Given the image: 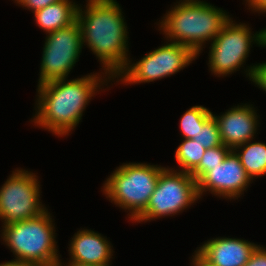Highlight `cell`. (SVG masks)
<instances>
[{
	"instance_id": "6da1fadb",
	"label": "cell",
	"mask_w": 266,
	"mask_h": 266,
	"mask_svg": "<svg viewBox=\"0 0 266 266\" xmlns=\"http://www.w3.org/2000/svg\"><path fill=\"white\" fill-rule=\"evenodd\" d=\"M111 80L102 71L69 81L64 78L38 85L36 111L31 122L39 128L48 129L56 136L69 135L81 122L83 112L92 97Z\"/></svg>"
},
{
	"instance_id": "7a4b0ae2",
	"label": "cell",
	"mask_w": 266,
	"mask_h": 266,
	"mask_svg": "<svg viewBox=\"0 0 266 266\" xmlns=\"http://www.w3.org/2000/svg\"><path fill=\"white\" fill-rule=\"evenodd\" d=\"M86 1L85 9L78 4L76 16L82 42L96 55L101 69L113 82L130 58L127 23L116 0Z\"/></svg>"
},
{
	"instance_id": "3957f363",
	"label": "cell",
	"mask_w": 266,
	"mask_h": 266,
	"mask_svg": "<svg viewBox=\"0 0 266 266\" xmlns=\"http://www.w3.org/2000/svg\"><path fill=\"white\" fill-rule=\"evenodd\" d=\"M176 3L159 20L158 30L168 42L187 46L200 56L206 41L212 42L231 17L226 10L203 0Z\"/></svg>"
},
{
	"instance_id": "277c9868",
	"label": "cell",
	"mask_w": 266,
	"mask_h": 266,
	"mask_svg": "<svg viewBox=\"0 0 266 266\" xmlns=\"http://www.w3.org/2000/svg\"><path fill=\"white\" fill-rule=\"evenodd\" d=\"M48 209L24 221L1 226L0 237L18 261L37 266H59L56 230Z\"/></svg>"
},
{
	"instance_id": "5b68a950",
	"label": "cell",
	"mask_w": 266,
	"mask_h": 266,
	"mask_svg": "<svg viewBox=\"0 0 266 266\" xmlns=\"http://www.w3.org/2000/svg\"><path fill=\"white\" fill-rule=\"evenodd\" d=\"M164 168L147 163H123L104 181L101 191L111 203L129 211L128 218L133 222L147 207Z\"/></svg>"
},
{
	"instance_id": "8992f818",
	"label": "cell",
	"mask_w": 266,
	"mask_h": 266,
	"mask_svg": "<svg viewBox=\"0 0 266 266\" xmlns=\"http://www.w3.org/2000/svg\"><path fill=\"white\" fill-rule=\"evenodd\" d=\"M197 181L190 173L165 167L145 210L134 223L148 222L182 213L198 201Z\"/></svg>"
},
{
	"instance_id": "52a82bcc",
	"label": "cell",
	"mask_w": 266,
	"mask_h": 266,
	"mask_svg": "<svg viewBox=\"0 0 266 266\" xmlns=\"http://www.w3.org/2000/svg\"><path fill=\"white\" fill-rule=\"evenodd\" d=\"M263 47V29L251 32L249 24L230 20L211 42L208 68L217 77L231 75L246 63L252 44Z\"/></svg>"
},
{
	"instance_id": "ba28073f",
	"label": "cell",
	"mask_w": 266,
	"mask_h": 266,
	"mask_svg": "<svg viewBox=\"0 0 266 266\" xmlns=\"http://www.w3.org/2000/svg\"><path fill=\"white\" fill-rule=\"evenodd\" d=\"M198 56L187 46L168 43L150 51L136 63L128 60L115 77L122 84H141L170 77L189 66ZM120 78V79H119Z\"/></svg>"
},
{
	"instance_id": "9c48e42d",
	"label": "cell",
	"mask_w": 266,
	"mask_h": 266,
	"mask_svg": "<svg viewBox=\"0 0 266 266\" xmlns=\"http://www.w3.org/2000/svg\"><path fill=\"white\" fill-rule=\"evenodd\" d=\"M33 172L15 169L0 188V220L2 226L28 220L47 208L41 202V187Z\"/></svg>"
},
{
	"instance_id": "30bf717a",
	"label": "cell",
	"mask_w": 266,
	"mask_h": 266,
	"mask_svg": "<svg viewBox=\"0 0 266 266\" xmlns=\"http://www.w3.org/2000/svg\"><path fill=\"white\" fill-rule=\"evenodd\" d=\"M47 34L40 63L38 85L57 79H67L79 60L83 48L81 29L77 20Z\"/></svg>"
},
{
	"instance_id": "8fae6325",
	"label": "cell",
	"mask_w": 266,
	"mask_h": 266,
	"mask_svg": "<svg viewBox=\"0 0 266 266\" xmlns=\"http://www.w3.org/2000/svg\"><path fill=\"white\" fill-rule=\"evenodd\" d=\"M253 180L240 163L239 157L231 150L221 164L210 168L198 181L199 198L205 192L219 198L238 199Z\"/></svg>"
},
{
	"instance_id": "7c38bea8",
	"label": "cell",
	"mask_w": 266,
	"mask_h": 266,
	"mask_svg": "<svg viewBox=\"0 0 266 266\" xmlns=\"http://www.w3.org/2000/svg\"><path fill=\"white\" fill-rule=\"evenodd\" d=\"M256 112L255 107L247 103L231 107L220 116L212 112L223 145L233 150L235 147L253 140L260 124Z\"/></svg>"
},
{
	"instance_id": "4fadbf2b",
	"label": "cell",
	"mask_w": 266,
	"mask_h": 266,
	"mask_svg": "<svg viewBox=\"0 0 266 266\" xmlns=\"http://www.w3.org/2000/svg\"><path fill=\"white\" fill-rule=\"evenodd\" d=\"M257 246L241 238L216 237L204 242L196 251L214 266H244Z\"/></svg>"
},
{
	"instance_id": "5bb4252c",
	"label": "cell",
	"mask_w": 266,
	"mask_h": 266,
	"mask_svg": "<svg viewBox=\"0 0 266 266\" xmlns=\"http://www.w3.org/2000/svg\"><path fill=\"white\" fill-rule=\"evenodd\" d=\"M106 237L91 229H80L70 240L68 262L111 265L113 249Z\"/></svg>"
},
{
	"instance_id": "9a60e30c",
	"label": "cell",
	"mask_w": 266,
	"mask_h": 266,
	"mask_svg": "<svg viewBox=\"0 0 266 266\" xmlns=\"http://www.w3.org/2000/svg\"><path fill=\"white\" fill-rule=\"evenodd\" d=\"M78 4L73 0H60L34 12V21L47 33L72 24L76 20Z\"/></svg>"
},
{
	"instance_id": "2e32d148",
	"label": "cell",
	"mask_w": 266,
	"mask_h": 266,
	"mask_svg": "<svg viewBox=\"0 0 266 266\" xmlns=\"http://www.w3.org/2000/svg\"><path fill=\"white\" fill-rule=\"evenodd\" d=\"M252 141V142H251ZM252 180L266 175V144L250 140L233 149Z\"/></svg>"
},
{
	"instance_id": "e0dca14e",
	"label": "cell",
	"mask_w": 266,
	"mask_h": 266,
	"mask_svg": "<svg viewBox=\"0 0 266 266\" xmlns=\"http://www.w3.org/2000/svg\"><path fill=\"white\" fill-rule=\"evenodd\" d=\"M205 150L196 140L183 138L175 152V159L179 164L176 171L191 173L199 165Z\"/></svg>"
},
{
	"instance_id": "ac0fdd59",
	"label": "cell",
	"mask_w": 266,
	"mask_h": 266,
	"mask_svg": "<svg viewBox=\"0 0 266 266\" xmlns=\"http://www.w3.org/2000/svg\"><path fill=\"white\" fill-rule=\"evenodd\" d=\"M211 115L212 112L202 105L189 108L180 118L181 136L184 139H193Z\"/></svg>"
},
{
	"instance_id": "d6986e66",
	"label": "cell",
	"mask_w": 266,
	"mask_h": 266,
	"mask_svg": "<svg viewBox=\"0 0 266 266\" xmlns=\"http://www.w3.org/2000/svg\"><path fill=\"white\" fill-rule=\"evenodd\" d=\"M230 151L231 149L223 144L206 149L199 165L190 174L198 181L210 168L221 164Z\"/></svg>"
},
{
	"instance_id": "ffe728a7",
	"label": "cell",
	"mask_w": 266,
	"mask_h": 266,
	"mask_svg": "<svg viewBox=\"0 0 266 266\" xmlns=\"http://www.w3.org/2000/svg\"><path fill=\"white\" fill-rule=\"evenodd\" d=\"M193 140H196L204 148L209 149L222 145L220 132L217 122L213 115H211L199 129Z\"/></svg>"
},
{
	"instance_id": "44dd1931",
	"label": "cell",
	"mask_w": 266,
	"mask_h": 266,
	"mask_svg": "<svg viewBox=\"0 0 266 266\" xmlns=\"http://www.w3.org/2000/svg\"><path fill=\"white\" fill-rule=\"evenodd\" d=\"M244 71L251 82L266 92V62L248 66Z\"/></svg>"
},
{
	"instance_id": "7402d4cb",
	"label": "cell",
	"mask_w": 266,
	"mask_h": 266,
	"mask_svg": "<svg viewBox=\"0 0 266 266\" xmlns=\"http://www.w3.org/2000/svg\"><path fill=\"white\" fill-rule=\"evenodd\" d=\"M60 0H14V3L22 6L24 9H28L34 13L37 10L43 9L44 7L54 4Z\"/></svg>"
},
{
	"instance_id": "603a6c76",
	"label": "cell",
	"mask_w": 266,
	"mask_h": 266,
	"mask_svg": "<svg viewBox=\"0 0 266 266\" xmlns=\"http://www.w3.org/2000/svg\"><path fill=\"white\" fill-rule=\"evenodd\" d=\"M244 266H266V247L258 245Z\"/></svg>"
},
{
	"instance_id": "cb8c5ba5",
	"label": "cell",
	"mask_w": 266,
	"mask_h": 266,
	"mask_svg": "<svg viewBox=\"0 0 266 266\" xmlns=\"http://www.w3.org/2000/svg\"><path fill=\"white\" fill-rule=\"evenodd\" d=\"M246 4L253 13H266V0H249Z\"/></svg>"
},
{
	"instance_id": "d4e9b609",
	"label": "cell",
	"mask_w": 266,
	"mask_h": 266,
	"mask_svg": "<svg viewBox=\"0 0 266 266\" xmlns=\"http://www.w3.org/2000/svg\"><path fill=\"white\" fill-rule=\"evenodd\" d=\"M191 266H214L208 261H206L196 250L194 255H192Z\"/></svg>"
},
{
	"instance_id": "484cf974",
	"label": "cell",
	"mask_w": 266,
	"mask_h": 266,
	"mask_svg": "<svg viewBox=\"0 0 266 266\" xmlns=\"http://www.w3.org/2000/svg\"><path fill=\"white\" fill-rule=\"evenodd\" d=\"M0 266H37L33 263L18 261V260H11L4 263H0Z\"/></svg>"
},
{
	"instance_id": "4316f807",
	"label": "cell",
	"mask_w": 266,
	"mask_h": 266,
	"mask_svg": "<svg viewBox=\"0 0 266 266\" xmlns=\"http://www.w3.org/2000/svg\"><path fill=\"white\" fill-rule=\"evenodd\" d=\"M67 264L65 265L64 263H60L59 266H110V265L81 264L77 262H68Z\"/></svg>"
},
{
	"instance_id": "83f0119b",
	"label": "cell",
	"mask_w": 266,
	"mask_h": 266,
	"mask_svg": "<svg viewBox=\"0 0 266 266\" xmlns=\"http://www.w3.org/2000/svg\"><path fill=\"white\" fill-rule=\"evenodd\" d=\"M181 1H199V0H181Z\"/></svg>"
}]
</instances>
